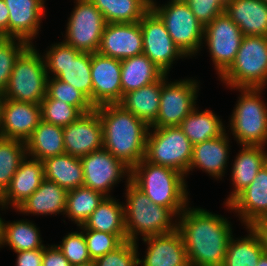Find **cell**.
<instances>
[{
	"mask_svg": "<svg viewBox=\"0 0 267 266\" xmlns=\"http://www.w3.org/2000/svg\"><path fill=\"white\" fill-rule=\"evenodd\" d=\"M45 52L42 55L48 77L71 84L92 103L91 54L80 52L63 40L54 42Z\"/></svg>",
	"mask_w": 267,
	"mask_h": 266,
	"instance_id": "cell-9",
	"label": "cell"
},
{
	"mask_svg": "<svg viewBox=\"0 0 267 266\" xmlns=\"http://www.w3.org/2000/svg\"><path fill=\"white\" fill-rule=\"evenodd\" d=\"M130 181L156 205L170 208L177 216L189 205L185 175L142 159L131 169Z\"/></svg>",
	"mask_w": 267,
	"mask_h": 266,
	"instance_id": "cell-3",
	"label": "cell"
},
{
	"mask_svg": "<svg viewBox=\"0 0 267 266\" xmlns=\"http://www.w3.org/2000/svg\"><path fill=\"white\" fill-rule=\"evenodd\" d=\"M40 106L42 120L61 127L68 126L82 115L76 107L56 99H43Z\"/></svg>",
	"mask_w": 267,
	"mask_h": 266,
	"instance_id": "cell-42",
	"label": "cell"
},
{
	"mask_svg": "<svg viewBox=\"0 0 267 266\" xmlns=\"http://www.w3.org/2000/svg\"><path fill=\"white\" fill-rule=\"evenodd\" d=\"M43 161L26 156L16 170L9 187L0 196V210H16L44 180ZM11 206V207H10Z\"/></svg>",
	"mask_w": 267,
	"mask_h": 266,
	"instance_id": "cell-22",
	"label": "cell"
},
{
	"mask_svg": "<svg viewBox=\"0 0 267 266\" xmlns=\"http://www.w3.org/2000/svg\"><path fill=\"white\" fill-rule=\"evenodd\" d=\"M9 9L4 0H0V37H8Z\"/></svg>",
	"mask_w": 267,
	"mask_h": 266,
	"instance_id": "cell-49",
	"label": "cell"
},
{
	"mask_svg": "<svg viewBox=\"0 0 267 266\" xmlns=\"http://www.w3.org/2000/svg\"><path fill=\"white\" fill-rule=\"evenodd\" d=\"M246 229L248 235L242 238L232 235L222 266H257L264 250L252 229L249 226Z\"/></svg>",
	"mask_w": 267,
	"mask_h": 266,
	"instance_id": "cell-36",
	"label": "cell"
},
{
	"mask_svg": "<svg viewBox=\"0 0 267 266\" xmlns=\"http://www.w3.org/2000/svg\"><path fill=\"white\" fill-rule=\"evenodd\" d=\"M2 222H3V218L0 216V246H1V241H2Z\"/></svg>",
	"mask_w": 267,
	"mask_h": 266,
	"instance_id": "cell-52",
	"label": "cell"
},
{
	"mask_svg": "<svg viewBox=\"0 0 267 266\" xmlns=\"http://www.w3.org/2000/svg\"><path fill=\"white\" fill-rule=\"evenodd\" d=\"M239 91L237 103L229 120L230 135L237 144L267 145V103L262 98L264 88H229Z\"/></svg>",
	"mask_w": 267,
	"mask_h": 266,
	"instance_id": "cell-5",
	"label": "cell"
},
{
	"mask_svg": "<svg viewBox=\"0 0 267 266\" xmlns=\"http://www.w3.org/2000/svg\"><path fill=\"white\" fill-rule=\"evenodd\" d=\"M42 266H72L56 244L43 248Z\"/></svg>",
	"mask_w": 267,
	"mask_h": 266,
	"instance_id": "cell-46",
	"label": "cell"
},
{
	"mask_svg": "<svg viewBox=\"0 0 267 266\" xmlns=\"http://www.w3.org/2000/svg\"><path fill=\"white\" fill-rule=\"evenodd\" d=\"M31 220L21 219L2 222V241L0 248L9 246L13 252L44 248L40 229Z\"/></svg>",
	"mask_w": 267,
	"mask_h": 266,
	"instance_id": "cell-33",
	"label": "cell"
},
{
	"mask_svg": "<svg viewBox=\"0 0 267 266\" xmlns=\"http://www.w3.org/2000/svg\"><path fill=\"white\" fill-rule=\"evenodd\" d=\"M166 2L158 4L155 0L151 3V9L161 18L176 46L188 59H192L204 46L205 26L197 20L185 0Z\"/></svg>",
	"mask_w": 267,
	"mask_h": 266,
	"instance_id": "cell-8",
	"label": "cell"
},
{
	"mask_svg": "<svg viewBox=\"0 0 267 266\" xmlns=\"http://www.w3.org/2000/svg\"><path fill=\"white\" fill-rule=\"evenodd\" d=\"M9 9L8 38L20 39L33 45L39 37L46 0H4Z\"/></svg>",
	"mask_w": 267,
	"mask_h": 266,
	"instance_id": "cell-20",
	"label": "cell"
},
{
	"mask_svg": "<svg viewBox=\"0 0 267 266\" xmlns=\"http://www.w3.org/2000/svg\"><path fill=\"white\" fill-rule=\"evenodd\" d=\"M26 156L25 142L0 137V196L9 187L16 170Z\"/></svg>",
	"mask_w": 267,
	"mask_h": 266,
	"instance_id": "cell-38",
	"label": "cell"
},
{
	"mask_svg": "<svg viewBox=\"0 0 267 266\" xmlns=\"http://www.w3.org/2000/svg\"><path fill=\"white\" fill-rule=\"evenodd\" d=\"M124 182L126 203L123 205L127 241L137 242L141 236L143 239L177 230L178 216L170 208L152 203L130 180Z\"/></svg>",
	"mask_w": 267,
	"mask_h": 266,
	"instance_id": "cell-4",
	"label": "cell"
},
{
	"mask_svg": "<svg viewBox=\"0 0 267 266\" xmlns=\"http://www.w3.org/2000/svg\"><path fill=\"white\" fill-rule=\"evenodd\" d=\"M103 14L106 23L139 22L151 9L149 0H90Z\"/></svg>",
	"mask_w": 267,
	"mask_h": 266,
	"instance_id": "cell-35",
	"label": "cell"
},
{
	"mask_svg": "<svg viewBox=\"0 0 267 266\" xmlns=\"http://www.w3.org/2000/svg\"><path fill=\"white\" fill-rule=\"evenodd\" d=\"M81 230L84 232L88 254L93 261L127 241V234H109L91 229Z\"/></svg>",
	"mask_w": 267,
	"mask_h": 266,
	"instance_id": "cell-41",
	"label": "cell"
},
{
	"mask_svg": "<svg viewBox=\"0 0 267 266\" xmlns=\"http://www.w3.org/2000/svg\"><path fill=\"white\" fill-rule=\"evenodd\" d=\"M79 229H91L109 234H126L123 201L106 197Z\"/></svg>",
	"mask_w": 267,
	"mask_h": 266,
	"instance_id": "cell-34",
	"label": "cell"
},
{
	"mask_svg": "<svg viewBox=\"0 0 267 266\" xmlns=\"http://www.w3.org/2000/svg\"><path fill=\"white\" fill-rule=\"evenodd\" d=\"M160 95L161 78L157 82L126 93L119 104L151 127L158 116Z\"/></svg>",
	"mask_w": 267,
	"mask_h": 266,
	"instance_id": "cell-30",
	"label": "cell"
},
{
	"mask_svg": "<svg viewBox=\"0 0 267 266\" xmlns=\"http://www.w3.org/2000/svg\"><path fill=\"white\" fill-rule=\"evenodd\" d=\"M72 266H96V265H95V262L92 260L84 264H78V265H72Z\"/></svg>",
	"mask_w": 267,
	"mask_h": 266,
	"instance_id": "cell-51",
	"label": "cell"
},
{
	"mask_svg": "<svg viewBox=\"0 0 267 266\" xmlns=\"http://www.w3.org/2000/svg\"><path fill=\"white\" fill-rule=\"evenodd\" d=\"M28 46L20 39L0 37V95L8 85L16 60Z\"/></svg>",
	"mask_w": 267,
	"mask_h": 266,
	"instance_id": "cell-40",
	"label": "cell"
},
{
	"mask_svg": "<svg viewBox=\"0 0 267 266\" xmlns=\"http://www.w3.org/2000/svg\"><path fill=\"white\" fill-rule=\"evenodd\" d=\"M103 193L88 187H78L67 192L65 216L78 226L84 224L93 211L106 198Z\"/></svg>",
	"mask_w": 267,
	"mask_h": 266,
	"instance_id": "cell-37",
	"label": "cell"
},
{
	"mask_svg": "<svg viewBox=\"0 0 267 266\" xmlns=\"http://www.w3.org/2000/svg\"><path fill=\"white\" fill-rule=\"evenodd\" d=\"M163 75L145 54L121 60L122 98L126 93L157 82Z\"/></svg>",
	"mask_w": 267,
	"mask_h": 266,
	"instance_id": "cell-28",
	"label": "cell"
},
{
	"mask_svg": "<svg viewBox=\"0 0 267 266\" xmlns=\"http://www.w3.org/2000/svg\"><path fill=\"white\" fill-rule=\"evenodd\" d=\"M193 144L179 126L149 128L144 159L188 176Z\"/></svg>",
	"mask_w": 267,
	"mask_h": 266,
	"instance_id": "cell-10",
	"label": "cell"
},
{
	"mask_svg": "<svg viewBox=\"0 0 267 266\" xmlns=\"http://www.w3.org/2000/svg\"><path fill=\"white\" fill-rule=\"evenodd\" d=\"M249 227L257 235L259 242L267 255V217L253 221Z\"/></svg>",
	"mask_w": 267,
	"mask_h": 266,
	"instance_id": "cell-48",
	"label": "cell"
},
{
	"mask_svg": "<svg viewBox=\"0 0 267 266\" xmlns=\"http://www.w3.org/2000/svg\"><path fill=\"white\" fill-rule=\"evenodd\" d=\"M79 230L80 232L78 229L75 232H68L60 244L56 245L71 265L84 264L92 261L88 254L84 232L81 229Z\"/></svg>",
	"mask_w": 267,
	"mask_h": 266,
	"instance_id": "cell-43",
	"label": "cell"
},
{
	"mask_svg": "<svg viewBox=\"0 0 267 266\" xmlns=\"http://www.w3.org/2000/svg\"><path fill=\"white\" fill-rule=\"evenodd\" d=\"M0 118V137L26 142L42 120L41 106L1 97Z\"/></svg>",
	"mask_w": 267,
	"mask_h": 266,
	"instance_id": "cell-18",
	"label": "cell"
},
{
	"mask_svg": "<svg viewBox=\"0 0 267 266\" xmlns=\"http://www.w3.org/2000/svg\"><path fill=\"white\" fill-rule=\"evenodd\" d=\"M227 88H266L267 37L244 36L236 58L219 78Z\"/></svg>",
	"mask_w": 267,
	"mask_h": 266,
	"instance_id": "cell-7",
	"label": "cell"
},
{
	"mask_svg": "<svg viewBox=\"0 0 267 266\" xmlns=\"http://www.w3.org/2000/svg\"><path fill=\"white\" fill-rule=\"evenodd\" d=\"M257 266H267V255L263 254L258 261Z\"/></svg>",
	"mask_w": 267,
	"mask_h": 266,
	"instance_id": "cell-50",
	"label": "cell"
},
{
	"mask_svg": "<svg viewBox=\"0 0 267 266\" xmlns=\"http://www.w3.org/2000/svg\"><path fill=\"white\" fill-rule=\"evenodd\" d=\"M44 99H56L76 107L82 114L92 111L95 107L90 100L71 84L56 77H48L47 93Z\"/></svg>",
	"mask_w": 267,
	"mask_h": 266,
	"instance_id": "cell-39",
	"label": "cell"
},
{
	"mask_svg": "<svg viewBox=\"0 0 267 266\" xmlns=\"http://www.w3.org/2000/svg\"><path fill=\"white\" fill-rule=\"evenodd\" d=\"M228 218L190 204L178 216L190 266H222L233 228Z\"/></svg>",
	"mask_w": 267,
	"mask_h": 266,
	"instance_id": "cell-1",
	"label": "cell"
},
{
	"mask_svg": "<svg viewBox=\"0 0 267 266\" xmlns=\"http://www.w3.org/2000/svg\"><path fill=\"white\" fill-rule=\"evenodd\" d=\"M244 38L240 28L224 12L204 27L203 44L220 78L233 64Z\"/></svg>",
	"mask_w": 267,
	"mask_h": 266,
	"instance_id": "cell-13",
	"label": "cell"
},
{
	"mask_svg": "<svg viewBox=\"0 0 267 266\" xmlns=\"http://www.w3.org/2000/svg\"><path fill=\"white\" fill-rule=\"evenodd\" d=\"M266 146L241 145L238 154L231 163V184L233 189L224 204H229L241 191L249 186L258 171L267 164Z\"/></svg>",
	"mask_w": 267,
	"mask_h": 266,
	"instance_id": "cell-25",
	"label": "cell"
},
{
	"mask_svg": "<svg viewBox=\"0 0 267 266\" xmlns=\"http://www.w3.org/2000/svg\"><path fill=\"white\" fill-rule=\"evenodd\" d=\"M44 178L70 191L83 186L84 174L80 158L61 154L43 160Z\"/></svg>",
	"mask_w": 267,
	"mask_h": 266,
	"instance_id": "cell-31",
	"label": "cell"
},
{
	"mask_svg": "<svg viewBox=\"0 0 267 266\" xmlns=\"http://www.w3.org/2000/svg\"><path fill=\"white\" fill-rule=\"evenodd\" d=\"M84 174L83 186L99 191L107 197L115 185L130 180L131 169L109 151L102 148L80 158Z\"/></svg>",
	"mask_w": 267,
	"mask_h": 266,
	"instance_id": "cell-15",
	"label": "cell"
},
{
	"mask_svg": "<svg viewBox=\"0 0 267 266\" xmlns=\"http://www.w3.org/2000/svg\"><path fill=\"white\" fill-rule=\"evenodd\" d=\"M229 132L193 145L188 175L195 169L202 170L215 180L225 176L230 153Z\"/></svg>",
	"mask_w": 267,
	"mask_h": 266,
	"instance_id": "cell-24",
	"label": "cell"
},
{
	"mask_svg": "<svg viewBox=\"0 0 267 266\" xmlns=\"http://www.w3.org/2000/svg\"><path fill=\"white\" fill-rule=\"evenodd\" d=\"M198 108L196 106L179 125V128L193 145L219 137L227 132V127L219 115H216L212 110L199 111Z\"/></svg>",
	"mask_w": 267,
	"mask_h": 266,
	"instance_id": "cell-32",
	"label": "cell"
},
{
	"mask_svg": "<svg viewBox=\"0 0 267 266\" xmlns=\"http://www.w3.org/2000/svg\"><path fill=\"white\" fill-rule=\"evenodd\" d=\"M224 12L244 36L267 37V4L262 0H230Z\"/></svg>",
	"mask_w": 267,
	"mask_h": 266,
	"instance_id": "cell-26",
	"label": "cell"
},
{
	"mask_svg": "<svg viewBox=\"0 0 267 266\" xmlns=\"http://www.w3.org/2000/svg\"><path fill=\"white\" fill-rule=\"evenodd\" d=\"M35 47L29 45L18 57L1 97L33 104H41L46 97L48 75L45 60Z\"/></svg>",
	"mask_w": 267,
	"mask_h": 266,
	"instance_id": "cell-6",
	"label": "cell"
},
{
	"mask_svg": "<svg viewBox=\"0 0 267 266\" xmlns=\"http://www.w3.org/2000/svg\"><path fill=\"white\" fill-rule=\"evenodd\" d=\"M92 105L120 103L122 100L121 60L91 54Z\"/></svg>",
	"mask_w": 267,
	"mask_h": 266,
	"instance_id": "cell-16",
	"label": "cell"
},
{
	"mask_svg": "<svg viewBox=\"0 0 267 266\" xmlns=\"http://www.w3.org/2000/svg\"><path fill=\"white\" fill-rule=\"evenodd\" d=\"M17 254L16 266H42L43 248L14 252Z\"/></svg>",
	"mask_w": 267,
	"mask_h": 266,
	"instance_id": "cell-47",
	"label": "cell"
},
{
	"mask_svg": "<svg viewBox=\"0 0 267 266\" xmlns=\"http://www.w3.org/2000/svg\"><path fill=\"white\" fill-rule=\"evenodd\" d=\"M139 23L143 34V54L168 75L176 60L187 57L173 42L161 18L152 9Z\"/></svg>",
	"mask_w": 267,
	"mask_h": 266,
	"instance_id": "cell-14",
	"label": "cell"
},
{
	"mask_svg": "<svg viewBox=\"0 0 267 266\" xmlns=\"http://www.w3.org/2000/svg\"><path fill=\"white\" fill-rule=\"evenodd\" d=\"M147 246L138 266H190L181 233L178 230L143 238Z\"/></svg>",
	"mask_w": 267,
	"mask_h": 266,
	"instance_id": "cell-21",
	"label": "cell"
},
{
	"mask_svg": "<svg viewBox=\"0 0 267 266\" xmlns=\"http://www.w3.org/2000/svg\"><path fill=\"white\" fill-rule=\"evenodd\" d=\"M95 109L102 123L103 148L132 169L145 157L149 126L119 103Z\"/></svg>",
	"mask_w": 267,
	"mask_h": 266,
	"instance_id": "cell-2",
	"label": "cell"
},
{
	"mask_svg": "<svg viewBox=\"0 0 267 266\" xmlns=\"http://www.w3.org/2000/svg\"><path fill=\"white\" fill-rule=\"evenodd\" d=\"M139 244L124 241L115 250L94 260L96 266H138Z\"/></svg>",
	"mask_w": 267,
	"mask_h": 266,
	"instance_id": "cell-44",
	"label": "cell"
},
{
	"mask_svg": "<svg viewBox=\"0 0 267 266\" xmlns=\"http://www.w3.org/2000/svg\"><path fill=\"white\" fill-rule=\"evenodd\" d=\"M63 41L83 53H97L106 25L103 14L90 0H74Z\"/></svg>",
	"mask_w": 267,
	"mask_h": 266,
	"instance_id": "cell-12",
	"label": "cell"
},
{
	"mask_svg": "<svg viewBox=\"0 0 267 266\" xmlns=\"http://www.w3.org/2000/svg\"><path fill=\"white\" fill-rule=\"evenodd\" d=\"M200 81L184 78L169 81L168 75L161 77V95L158 116L149 128L179 126L196 107Z\"/></svg>",
	"mask_w": 267,
	"mask_h": 266,
	"instance_id": "cell-11",
	"label": "cell"
},
{
	"mask_svg": "<svg viewBox=\"0 0 267 266\" xmlns=\"http://www.w3.org/2000/svg\"><path fill=\"white\" fill-rule=\"evenodd\" d=\"M139 22L106 23L97 53L123 60L143 54Z\"/></svg>",
	"mask_w": 267,
	"mask_h": 266,
	"instance_id": "cell-19",
	"label": "cell"
},
{
	"mask_svg": "<svg viewBox=\"0 0 267 266\" xmlns=\"http://www.w3.org/2000/svg\"><path fill=\"white\" fill-rule=\"evenodd\" d=\"M65 154L81 158L103 148V129L94 108L63 127Z\"/></svg>",
	"mask_w": 267,
	"mask_h": 266,
	"instance_id": "cell-17",
	"label": "cell"
},
{
	"mask_svg": "<svg viewBox=\"0 0 267 266\" xmlns=\"http://www.w3.org/2000/svg\"><path fill=\"white\" fill-rule=\"evenodd\" d=\"M230 0H185L197 20L203 25L211 23L224 13L225 5Z\"/></svg>",
	"mask_w": 267,
	"mask_h": 266,
	"instance_id": "cell-45",
	"label": "cell"
},
{
	"mask_svg": "<svg viewBox=\"0 0 267 266\" xmlns=\"http://www.w3.org/2000/svg\"><path fill=\"white\" fill-rule=\"evenodd\" d=\"M228 211L237 214L244 226L267 217V164H265L252 183L241 191L229 204H224Z\"/></svg>",
	"mask_w": 267,
	"mask_h": 266,
	"instance_id": "cell-23",
	"label": "cell"
},
{
	"mask_svg": "<svg viewBox=\"0 0 267 266\" xmlns=\"http://www.w3.org/2000/svg\"><path fill=\"white\" fill-rule=\"evenodd\" d=\"M67 190L57 183L44 179L39 188L15 212L34 216L63 215L66 210Z\"/></svg>",
	"mask_w": 267,
	"mask_h": 266,
	"instance_id": "cell-27",
	"label": "cell"
},
{
	"mask_svg": "<svg viewBox=\"0 0 267 266\" xmlns=\"http://www.w3.org/2000/svg\"><path fill=\"white\" fill-rule=\"evenodd\" d=\"M0 117H1V95H0Z\"/></svg>",
	"mask_w": 267,
	"mask_h": 266,
	"instance_id": "cell-53",
	"label": "cell"
},
{
	"mask_svg": "<svg viewBox=\"0 0 267 266\" xmlns=\"http://www.w3.org/2000/svg\"><path fill=\"white\" fill-rule=\"evenodd\" d=\"M27 156L37 160H45L53 156L65 154L63 127L43 120L25 142Z\"/></svg>",
	"mask_w": 267,
	"mask_h": 266,
	"instance_id": "cell-29",
	"label": "cell"
}]
</instances>
